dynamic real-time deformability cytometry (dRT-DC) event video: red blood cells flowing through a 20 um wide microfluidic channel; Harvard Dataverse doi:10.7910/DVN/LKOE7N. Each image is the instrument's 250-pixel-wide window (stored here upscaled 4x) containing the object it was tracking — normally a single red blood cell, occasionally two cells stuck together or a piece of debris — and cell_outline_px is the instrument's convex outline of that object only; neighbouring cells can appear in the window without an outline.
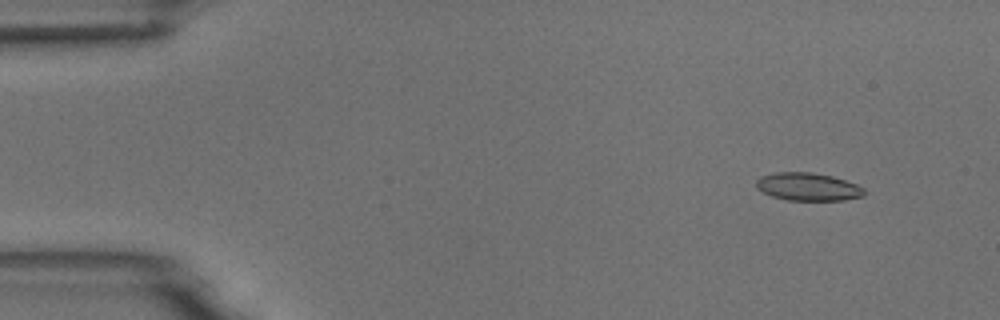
{"species": "common noctule bat (a hibernating species)", "species_latin": "Nyctalus noctula", "temperature_condition": "room temperature", "stored_images_in_passage": 4, "camera_frame_rate_fps": 3000, "um_per_image_px": 0.085, "animal": {"sex": "male", "body_mass_g": 18.8}, "frame": {"image": 1, "passage_image": 1, "time_ms": 0.0, "image_size_px": [1000, 320], "cell_outline_px": [[864, 196], [844, 200], [788, 200], [772, 196], [756, 188], [756, 180], [760, 176], [776, 172], [812, 172], [832, 176], [856, 184], [864, 188]], "centroid_in_image_um": [68.67, 15.87], "position_along_channel_um": 16.3, "area_um2": 17.51}}
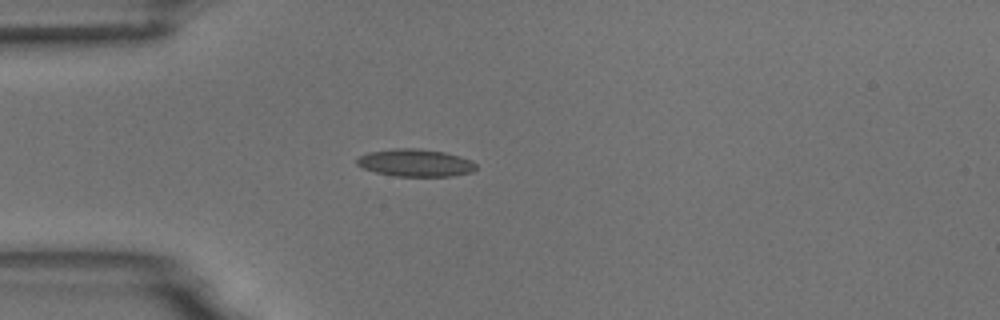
{"frame": {"image": 2, "passage_image": 3, "time_ms": 3.333, "image_size_px": [1000, 320], "cell_outline_px": [[476, 168], [472, 172], [452, 176], [396, 176], [376, 172], [364, 168], [356, 164], [356, 160], [360, 156], [368, 152], [392, 148], [412, 148], [444, 152], [460, 156], [472, 160], [476, 164]], "centroid_in_image_um": [35.32, 13.84], "position_along_channel_um": 49.7, "area_um2": 19.02}}